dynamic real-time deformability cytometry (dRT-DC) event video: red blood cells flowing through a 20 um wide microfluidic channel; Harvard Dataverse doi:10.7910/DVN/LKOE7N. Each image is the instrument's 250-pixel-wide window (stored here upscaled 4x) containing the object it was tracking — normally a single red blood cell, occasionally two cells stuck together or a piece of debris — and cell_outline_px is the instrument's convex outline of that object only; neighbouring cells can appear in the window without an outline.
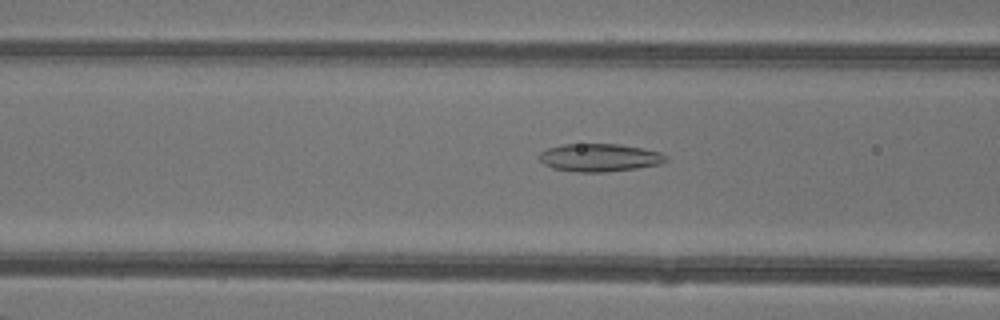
{"species": "common noctule bat (a hibernating species)", "species_latin": "Nyctalus noctula", "temperature_condition": "warm", "stored_images_in_passage": 8, "camera_frame_rate_fps": 3000, "um_per_image_px": 0.085, "animal": {"sex": "female"}, "frame": {"image": 1, "passage_image": 6, "time_ms": 1.667, "image_size_px": [1000, 320], "cell_outline_px": [[668, 160], [660, 164], [636, 168], [604, 172], [576, 172], [552, 168], [544, 164], [536, 156], [540, 152], [548, 148], [560, 144], [620, 144], [644, 148], [660, 152], [668, 156]], "centroid_in_image_um": [50.95, 13.39], "position_along_channel_um": 115.7, "area_um2": 20.81}}